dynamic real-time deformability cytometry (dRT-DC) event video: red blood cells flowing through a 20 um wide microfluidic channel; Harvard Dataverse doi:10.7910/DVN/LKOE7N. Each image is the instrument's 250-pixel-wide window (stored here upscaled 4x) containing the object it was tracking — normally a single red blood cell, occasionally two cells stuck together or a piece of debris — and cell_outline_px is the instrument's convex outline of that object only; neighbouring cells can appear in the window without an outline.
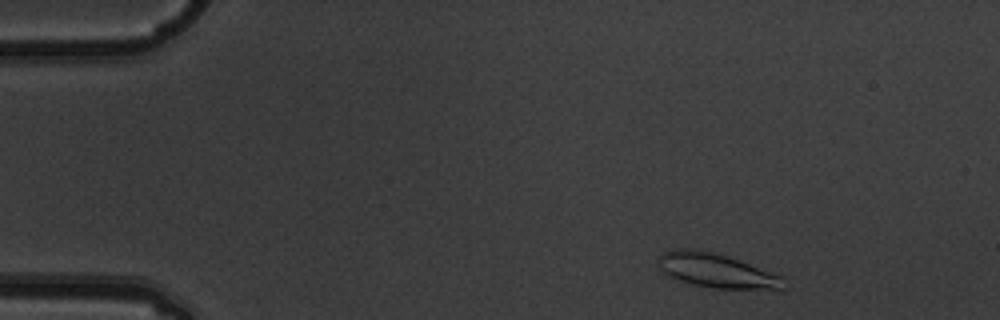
{"species": "common noctule bat (a hibernating species)", "species_latin": "Nyctalus noctula", "temperature_condition": "warm", "stored_images_in_passage": 5, "camera_frame_rate_fps": 3000, "um_per_image_px": 0.085, "animal": {"sex": "male", "body_mass_g": 19.5, "forearm_length_mm": 54.6}, "frame": {"image": 1, "passage_image": 1, "time_ms": 0.0, "image_size_px": [1000, 320], "cell_outline_px": [[784, 288], [712, 288], [692, 284], [680, 280], [664, 272], [660, 268], [660, 252], [676, 248], [692, 248], [712, 252], [728, 256], [784, 276]], "centroid_in_image_um": [60.89, 22.97], "position_along_channel_um": 24.1, "area_um2": 24.62}}
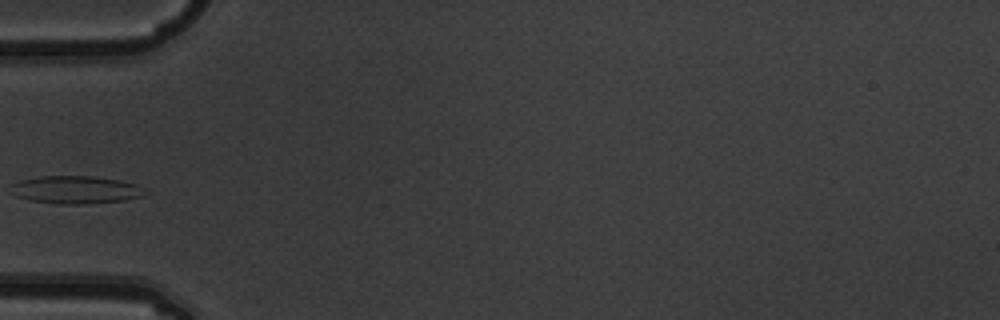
{"frame": {"image": 2, "passage_image": 4, "time_ms": 1.0, "image_size_px": [1000, 320], "cell_outline_px": [[148, 192], [144, 196], [124, 200], [84, 204], [56, 204], [28, 200], [16, 196], [12, 184], [20, 180], [40, 176], [92, 176], [120, 180], [136, 184]], "centroid_in_image_um": [6.47, 16.13], "position_along_channel_um": 78.5, "area_um2": 21.68}}